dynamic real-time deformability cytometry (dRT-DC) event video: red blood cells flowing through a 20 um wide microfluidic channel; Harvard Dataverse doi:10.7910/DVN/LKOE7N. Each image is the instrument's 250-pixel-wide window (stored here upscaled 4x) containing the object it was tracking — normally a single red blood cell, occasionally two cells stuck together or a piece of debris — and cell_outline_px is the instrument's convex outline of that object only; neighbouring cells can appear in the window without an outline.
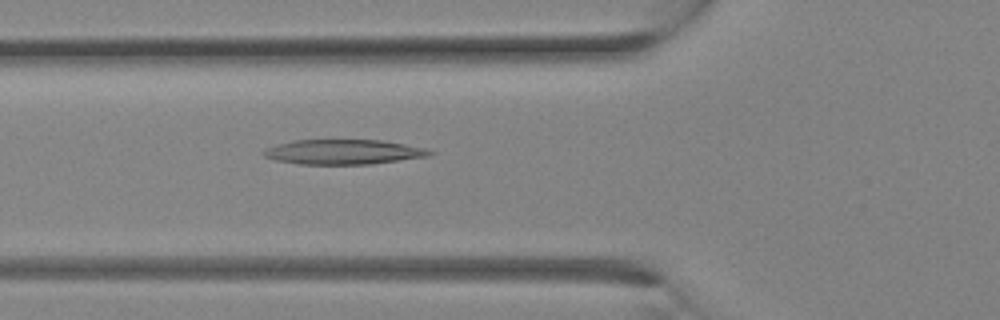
{"species": "Egyptian fruit bat (a non-hibernating species)", "species_latin": "Rousettus aegyptiacus", "temperature_condition": "room temperature", "stored_images_in_passage": 9, "camera_frame_rate_fps": 3000, "um_per_image_px": 0.085, "animal": {"sex": "female"}, "frame": {"image": 1, "passage_image": 9, "time_ms": 2.667, "image_size_px": [1000, 320], "cell_outline_px": [[436, 152], [428, 156], [372, 164], [300, 164], [276, 160], [264, 156], [260, 152], [264, 148], [276, 144], [296, 140], [380, 140], [428, 148]], "centroid_in_image_um": [29.18, 12.91], "position_along_channel_um": 96.6, "area_um2": 24.1}}